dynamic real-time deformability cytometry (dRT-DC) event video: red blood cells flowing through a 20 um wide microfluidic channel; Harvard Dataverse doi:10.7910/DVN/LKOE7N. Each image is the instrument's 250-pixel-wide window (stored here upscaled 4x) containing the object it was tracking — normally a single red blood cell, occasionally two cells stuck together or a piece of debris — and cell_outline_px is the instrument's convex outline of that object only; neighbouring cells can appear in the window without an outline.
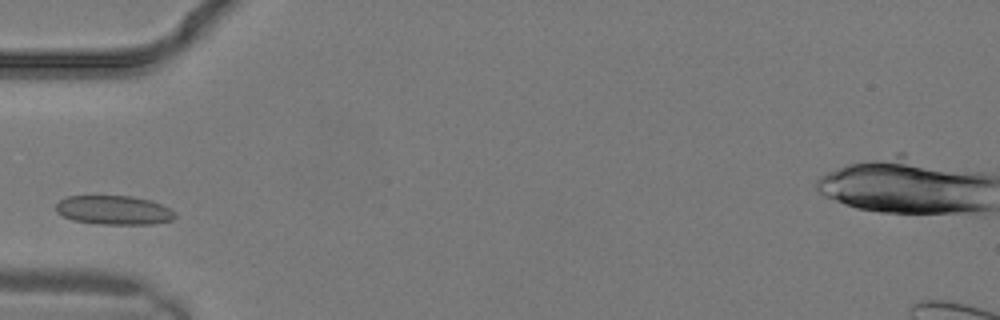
{"species": "common noctule bat (a hibernating species)", "species_latin": "Nyctalus noctula", "temperature_condition": "warm", "stored_images_in_passage": 4, "camera_frame_rate_fps": 3000, "um_per_image_px": 0.085, "animal": {"sex": "male", "body_mass_g": 19.2, "forearm_length_mm": 51.8}, "frame": {"image": 1, "passage_image": 3, "time_ms": 0.667, "image_size_px": [1000, 320], "cell_outline_px": [[176, 216], [172, 220], [152, 224], [100, 224], [72, 220], [56, 212], [56, 204], [60, 200], [68, 196], [132, 196], [148, 200], [160, 204], [176, 212]], "centroid_in_image_um": [9.67, 17.86], "position_along_channel_um": 75.3, "area_um2": 20.06}}